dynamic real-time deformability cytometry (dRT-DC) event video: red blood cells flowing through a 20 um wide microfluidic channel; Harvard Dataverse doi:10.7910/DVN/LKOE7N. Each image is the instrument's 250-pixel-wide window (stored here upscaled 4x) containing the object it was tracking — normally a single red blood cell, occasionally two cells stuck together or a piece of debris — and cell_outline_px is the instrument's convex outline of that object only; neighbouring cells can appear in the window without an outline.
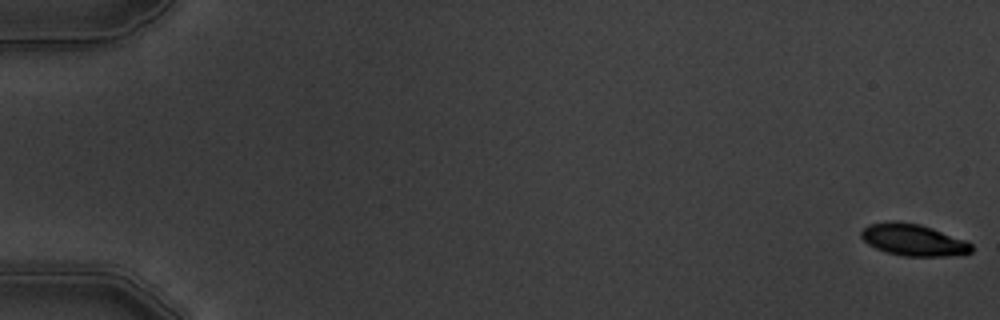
{"species": "common noctule bat (a hibernating species)", "species_latin": "Nyctalus noctula", "temperature_condition": "warm", "stored_images_in_passage": 6, "camera_frame_rate_fps": 3000, "um_per_image_px": 0.085, "animal": {"sex": "male", "body_mass_g": 19.5, "forearm_length_mm": 54.6}, "frame": {"image": 1, "passage_image": 1, "time_ms": 0.0, "image_size_px": [1000, 320], "cell_outline_px": [[972, 252], [964, 256], [904, 256], [888, 252], [876, 248], [868, 244], [860, 236], [860, 232], [868, 224], [888, 220], [896, 220], [920, 224], [932, 228], [964, 240], [972, 244]], "centroid_in_image_um": [77.64, 20.39], "position_along_channel_um": 7.4, "area_um2": 20.63}}
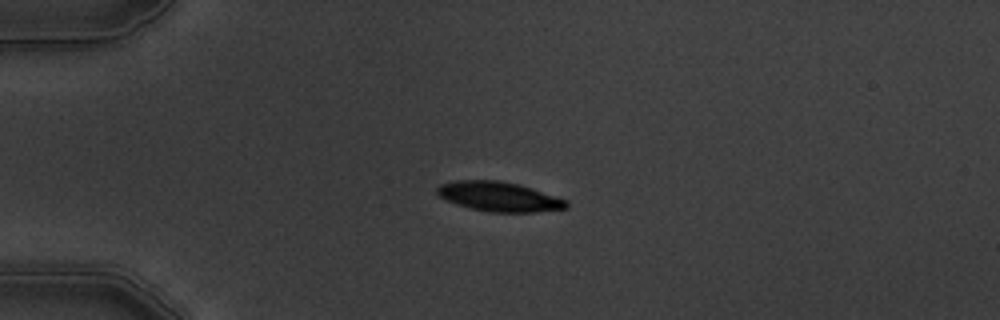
{"frame": {"image": 2, "passage_image": 5, "time_ms": 4.667, "image_size_px": [1000, 320], "cell_outline_px": [[568, 208], [536, 212], [488, 212], [456, 204], [440, 196], [436, 192], [436, 188], [440, 184], [456, 180], [500, 180], [520, 184], [568, 200]], "centroid_in_image_um": [42.44, 16.7], "position_along_channel_um": 42.6, "area_um2": 22.37}}